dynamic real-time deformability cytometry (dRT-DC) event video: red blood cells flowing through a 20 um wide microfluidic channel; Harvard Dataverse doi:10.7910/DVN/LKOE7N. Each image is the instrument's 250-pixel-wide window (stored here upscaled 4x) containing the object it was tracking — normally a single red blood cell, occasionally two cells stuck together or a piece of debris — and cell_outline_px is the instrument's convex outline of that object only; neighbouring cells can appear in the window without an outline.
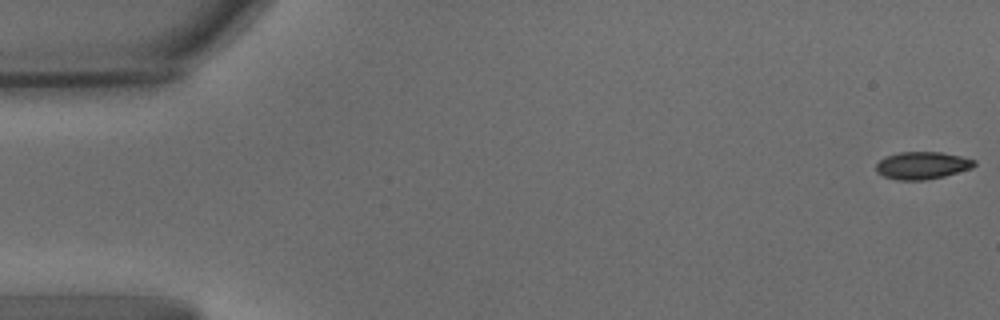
{"species": "common noctule bat (a hibernating species)", "species_latin": "Nyctalus noctula", "temperature_condition": "warm", "stored_images_in_passage": 62, "camera_frame_rate_fps": 3000, "um_per_image_px": 0.085, "animal": {"sex": "male", "body_mass_g": 15.6}, "frame": {"image": 1, "passage_image": 1, "time_ms": 0.0, "image_size_px": [1000, 320], "cell_outline_px": [[976, 164], [972, 168], [944, 176], [924, 180], [896, 180], [884, 176], [876, 172], [876, 164], [884, 156], [900, 152], [940, 152], [960, 156], [976, 160]], "centroid_in_image_um": [78.37, 14.06], "position_along_channel_um": 6.6, "area_um2": 15.72}}
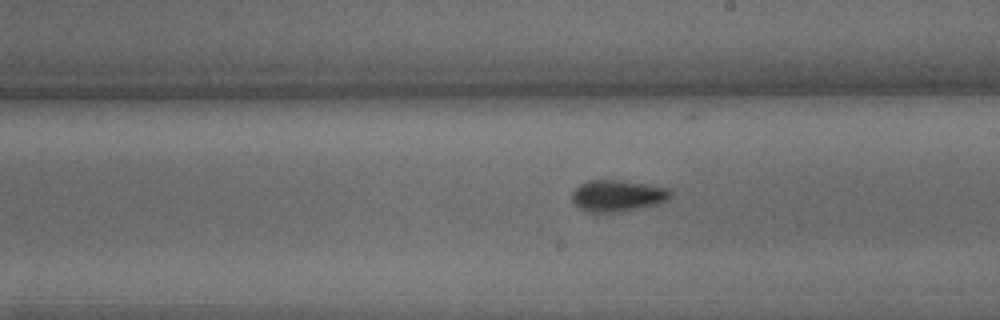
{"frame": {"image": 2, "passage_image": 35, "time_ms": 11.333, "image_size_px": [1000, 320], "cell_outline_px": [[672, 196], [668, 200], [656, 204], [620, 212], [588, 212], [580, 208], [572, 200], [572, 192], [580, 184], [588, 180], [620, 180], [668, 188], [672, 192]], "centroid_in_image_um": [52.49, 16.63], "position_along_channel_um": 236.5, "area_um2": 17.98}}
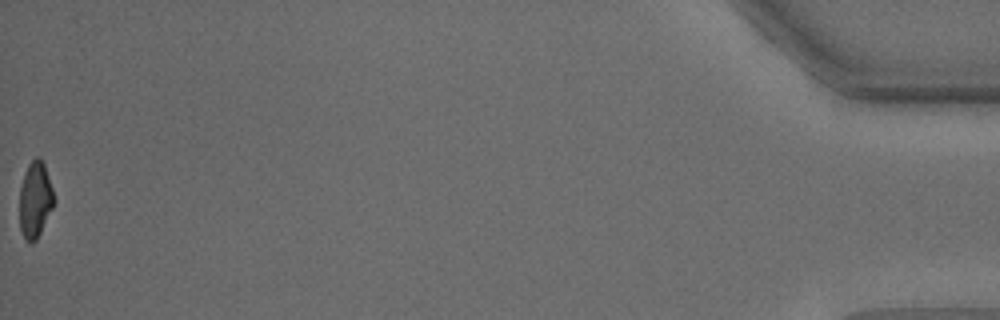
{"frame": {"image": 3, "passage_image": 62, "time_ms": 20.333, "image_size_px": [1000, 320], "cell_outline_px": [[56, 200], [36, 240], [24, 240], [20, 228], [20, 188], [24, 172], [28, 164], [36, 156], [40, 156], [44, 164]], "centroid_in_image_um": [2.99, 16.93], "position_along_channel_um": 432.2, "area_um2": 15.14}, "authors_computed_cell_mechanics": {"area_um2": 16.8198, "velocity_mm_per_s": 3.2972, "shape_relaxation_time_tau1_ms": 3.6582, "shape_relaxation_time_tau2_ms": 2.3353, "deformation_change_tau1": 0.1485, "deformation_change_tau2": 0.0757}}